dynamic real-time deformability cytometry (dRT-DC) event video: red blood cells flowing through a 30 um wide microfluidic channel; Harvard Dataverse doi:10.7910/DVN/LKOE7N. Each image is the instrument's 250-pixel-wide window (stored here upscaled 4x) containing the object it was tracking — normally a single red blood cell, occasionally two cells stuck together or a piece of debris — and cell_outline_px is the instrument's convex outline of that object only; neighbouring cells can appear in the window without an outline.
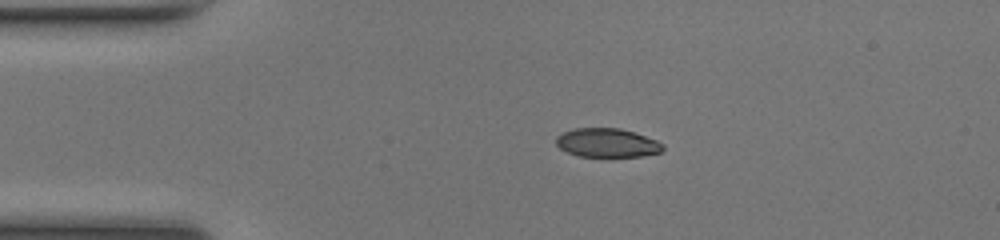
{"species": "common noctule bat (a hibernating species)", "species_latin": "Nyctalus noctula", "temperature_condition": "room temperature", "stored_images_in_passage": 40, "camera_frame_rate_fps": 3000, "um_per_image_px": 0.085, "animal": {"sex": "female", "body_mass_g": 17.0, "forearm_length_mm": 48.0}, "frame": {"image": 1, "passage_image": 1, "time_ms": 0.0, "image_size_px": [1000, 240], "cell_outline_px": [[664, 148], [660, 152], [644, 156], [580, 156], [568, 152], [560, 148], [556, 144], [556, 136], [564, 132], [576, 128], [620, 128], [656, 140], [664, 144]], "centroid_in_image_um": [51.61, 12.14], "position_along_channel_um": 33.4, "area_um2": 17.74}}
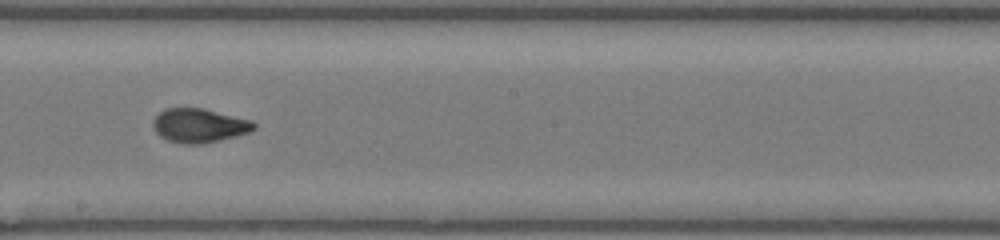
{"frame": {"image": 2, "passage_image": 18, "time_ms": 5.667, "image_size_px": [1000, 240], "cell_outline_px": [[256, 128], [248, 132], [236, 136], [204, 144], [184, 144], [168, 140], [160, 136], [156, 132], [152, 124], [152, 120], [160, 112], [168, 108], [204, 108], [252, 120], [256, 124]], "centroid_in_image_um": [16.94, 10.67], "position_along_channel_um": 231.3, "area_um2": 20.06}}
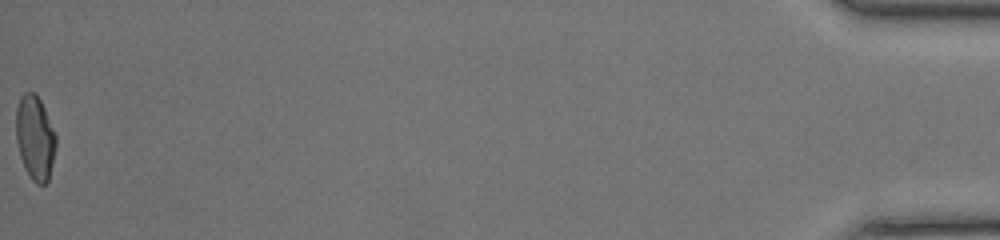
{"frame": {"image": 3, "passage_image": 40, "time_ms": 13.0, "image_size_px": [1000, 240], "cell_outline_px": [[56, 148], [48, 180], [44, 184], [36, 184], [32, 180], [24, 168], [20, 156], [16, 140], [16, 108], [20, 96], [24, 92], [32, 92], [40, 100], [44, 108], [56, 136]], "centroid_in_image_um": [2.96, 11.72], "position_along_channel_um": 432.2, "area_um2": 19.54}, "authors_computed_cell_mechanics": {"area_um2": 19.7965, "velocity_mm_per_s": 4.2364, "shape_relaxation_time_tau1_ms": 4.376, "shape_relaxation_time_tau2_ms": 0.8498, "deformation_change_tau1": 0.2069, "deformation_change_tau2": 0.0404}}